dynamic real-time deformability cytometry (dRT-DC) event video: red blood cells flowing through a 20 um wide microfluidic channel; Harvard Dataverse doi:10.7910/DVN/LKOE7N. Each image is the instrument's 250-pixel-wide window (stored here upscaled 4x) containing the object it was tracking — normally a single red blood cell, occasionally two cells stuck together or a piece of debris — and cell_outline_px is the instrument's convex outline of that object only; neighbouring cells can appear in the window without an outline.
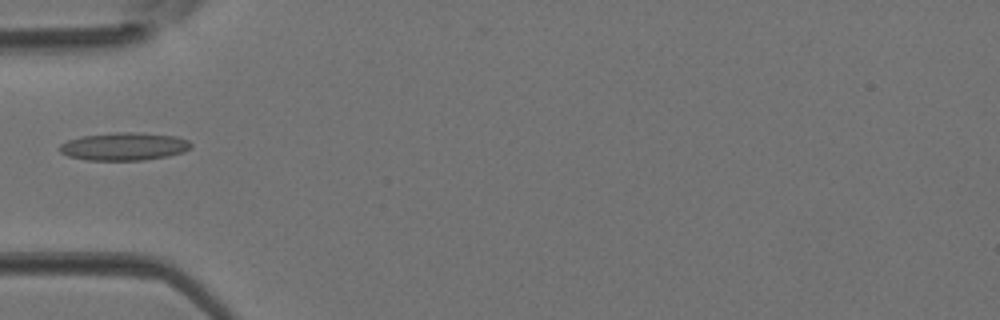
{"species": "Egyptian fruit bat (a non-hibernating species)", "species_latin": "Rousettus aegyptiacus", "temperature_condition": "room temperature", "stored_images_in_passage": 4, "camera_frame_rate_fps": 3000, "um_per_image_px": 0.085, "animal": {"sex": "female"}, "frame": {"image": 1, "passage_image": 4, "time_ms": 1.0, "image_size_px": [1000, 320], "cell_outline_px": [[192, 148], [184, 152], [168, 156], [144, 160], [88, 160], [68, 156], [60, 152], [60, 144], [68, 140], [80, 136], [116, 132], [136, 132], [176, 136], [188, 140], [192, 144]], "centroid_in_image_um": [10.57, 12.44], "position_along_channel_um": 74.4, "area_um2": 21.44}}